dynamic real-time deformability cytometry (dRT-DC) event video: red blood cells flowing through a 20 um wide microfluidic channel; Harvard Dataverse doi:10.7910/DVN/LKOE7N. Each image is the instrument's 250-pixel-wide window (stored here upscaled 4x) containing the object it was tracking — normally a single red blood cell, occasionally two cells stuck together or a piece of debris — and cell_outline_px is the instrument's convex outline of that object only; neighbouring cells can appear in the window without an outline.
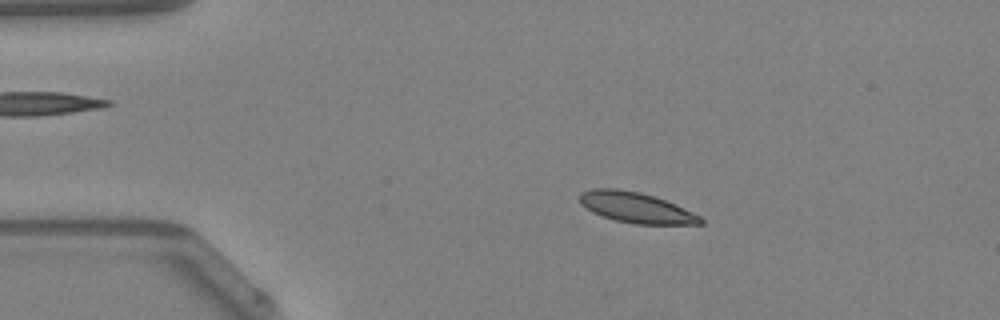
{"species": "Egyptian fruit bat (a non-hibernating species)", "species_latin": "Rousettus aegyptiacus", "temperature_condition": "warm", "stored_images_in_passage": 46, "camera_frame_rate_fps": 3000, "um_per_image_px": 0.085, "animal": {"sex": "female"}, "frame": {"image": 1, "passage_image": 7, "time_ms": 2.0, "image_size_px": [1000, 320], "cell_outline_px": [[704, 224], [636, 224], [616, 220], [592, 212], [580, 204], [580, 196], [584, 192], [592, 188], [616, 188], [640, 192], [656, 196], [676, 204], [700, 216], [704, 220]], "centroid_in_image_um": [54.09, 17.64], "position_along_channel_um": 30.9, "area_um2": 21.44}}
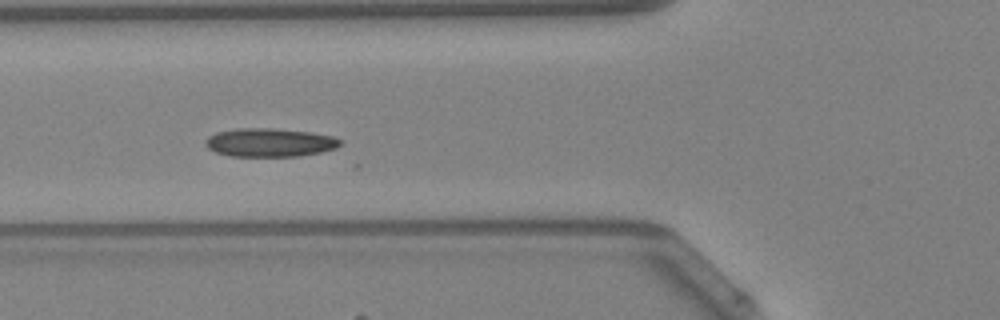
{"frame": {"image": 2, "passage_image": 16, "time_ms": 5.0, "image_size_px": [1000, 320], "cell_outline_px": [[344, 140], [336, 148], [320, 152], [300, 156], [228, 156], [216, 152], [208, 148], [204, 144], [204, 140], [208, 136], [216, 132], [240, 128], [272, 128], [312, 132], [332, 136]], "centroid_in_image_um": [22.92, 12.11], "position_along_channel_um": 102.9, "area_um2": 22.54}}
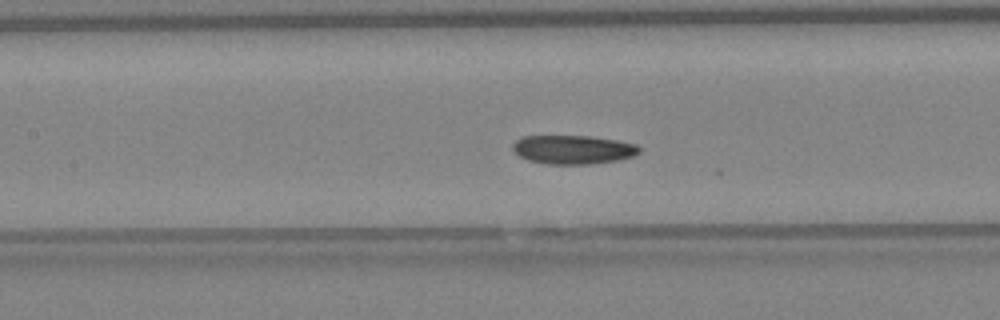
{"frame": {"image": 3, "passage_image": 20, "time_ms": 6.333, "image_size_px": [1000, 320], "cell_outline_px": [[640, 152], [632, 156], [620, 160], [592, 164], [544, 164], [528, 160], [520, 156], [512, 148], [512, 144], [516, 140], [524, 136], [588, 136], [616, 140], [636, 144], [640, 148]], "centroid_in_image_um": [48.71, 12.72], "position_along_channel_um": 158.7, "area_um2": 21.27}, "authors_computed_cell_mechanics": {"area_um2": 21.2415, "velocity_mm_per_s": 4.201, "shape_relaxation_time_tau1_ms": 7.2835, "shape_relaxation_time_tau2_ms": 4.3891, "deformation_change_tau1": 0.1166, "deformation_change_tau2": 0.0947}}